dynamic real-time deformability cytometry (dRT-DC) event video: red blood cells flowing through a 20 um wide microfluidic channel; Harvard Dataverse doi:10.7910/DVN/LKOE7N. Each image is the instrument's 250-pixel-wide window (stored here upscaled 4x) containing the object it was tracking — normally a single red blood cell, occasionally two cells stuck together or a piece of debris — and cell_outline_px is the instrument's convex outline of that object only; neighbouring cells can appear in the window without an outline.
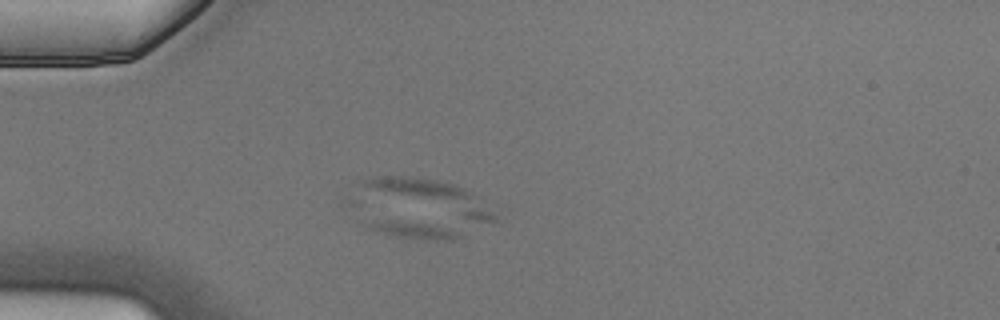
{"species": "Egyptian fruit bat (a non-hibernating species)", "species_latin": "Rousettus aegyptiacus", "temperature_condition": "cold", "stored_images_in_passage": 4, "camera_frame_rate_fps": 3000, "um_per_image_px": 0.085, "animal": {"sex": "male"}, "frame": {"image": 1, "passage_image": 4, "time_ms": 1.0, "image_size_px": [1000, 320], "cell_outline_px": [[460, 236], [456, 240], [420, 240], [372, 232], [364, 228], [356, 220], [340, 200], [356, 196], [456, 232]], "centroid_in_image_um": [33.54, 18.85], "position_along_channel_um": 51.5, "area_um2": 17.4}}